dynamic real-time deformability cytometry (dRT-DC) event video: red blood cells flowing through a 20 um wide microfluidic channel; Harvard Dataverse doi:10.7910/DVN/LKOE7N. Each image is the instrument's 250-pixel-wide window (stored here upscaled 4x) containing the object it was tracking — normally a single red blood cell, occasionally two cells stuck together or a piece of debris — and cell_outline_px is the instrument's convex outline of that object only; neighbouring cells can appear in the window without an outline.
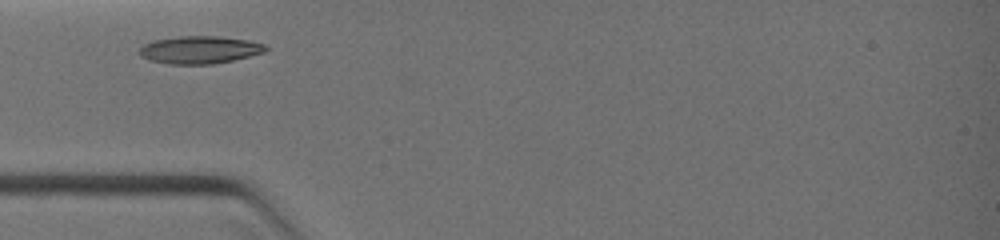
{"species": "common noctule bat (a hibernating species)", "species_latin": "Nyctalus noctula", "temperature_condition": "warm", "stored_images_in_passage": 3, "camera_frame_rate_fps": 3000, "um_per_image_px": 0.085, "animal": {"sex": "female", "body_mass_g": 19.0, "forearm_length_mm": 51.5}, "frame": {"image": 1, "passage_image": 1, "time_ms": 0.0, "image_size_px": [1000, 240], "cell_outline_px": [[268, 48], [264, 52], [232, 60], [212, 64], [168, 64], [148, 60], [140, 56], [136, 52], [144, 44], [156, 40], [180, 36], [220, 36], [248, 40], [264, 44]], "centroid_in_image_um": [16.93, 4.23], "position_along_channel_um": 68.1, "area_um2": 20.29}}
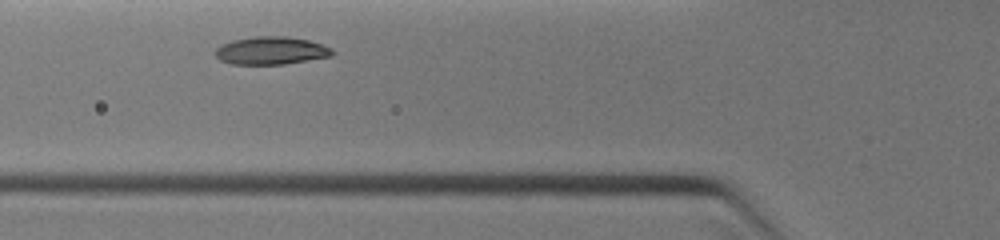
{"frame": {"image": 2, "passage_image": 2, "time_ms": 0.667, "image_size_px": [1000, 240], "cell_outline_px": [[336, 52], [332, 56], [284, 64], [232, 64], [220, 60], [216, 56], [216, 48], [220, 44], [232, 40], [256, 36], [284, 36], [308, 40], [332, 48]], "centroid_in_image_um": [23.04, 4.3], "position_along_channel_um": 102.8, "area_um2": 18.96}}